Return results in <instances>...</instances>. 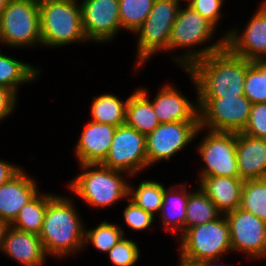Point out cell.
Masks as SVG:
<instances>
[{"label": "cell", "mask_w": 266, "mask_h": 266, "mask_svg": "<svg viewBox=\"0 0 266 266\" xmlns=\"http://www.w3.org/2000/svg\"><path fill=\"white\" fill-rule=\"evenodd\" d=\"M251 61L233 54L226 46L195 61L187 70L197 98L244 95V81Z\"/></svg>", "instance_id": "obj_1"}, {"label": "cell", "mask_w": 266, "mask_h": 266, "mask_svg": "<svg viewBox=\"0 0 266 266\" xmlns=\"http://www.w3.org/2000/svg\"><path fill=\"white\" fill-rule=\"evenodd\" d=\"M78 213L72 199L47 193V210L39 234L47 256L62 258L84 248L86 227Z\"/></svg>", "instance_id": "obj_2"}, {"label": "cell", "mask_w": 266, "mask_h": 266, "mask_svg": "<svg viewBox=\"0 0 266 266\" xmlns=\"http://www.w3.org/2000/svg\"><path fill=\"white\" fill-rule=\"evenodd\" d=\"M215 31L216 28L196 10L188 5L185 8L180 7L177 19L171 28L169 50L186 48L187 51H184L182 56L175 57L173 61L177 62L181 69L187 70L195 61L222 50L225 47L224 37L204 48L192 50L194 46L207 44L208 40L213 39Z\"/></svg>", "instance_id": "obj_3"}, {"label": "cell", "mask_w": 266, "mask_h": 266, "mask_svg": "<svg viewBox=\"0 0 266 266\" xmlns=\"http://www.w3.org/2000/svg\"><path fill=\"white\" fill-rule=\"evenodd\" d=\"M79 166L84 171L68 183L71 192L79 199L91 207L102 209L128 199L129 183L124 179L125 172L101 164Z\"/></svg>", "instance_id": "obj_4"}, {"label": "cell", "mask_w": 266, "mask_h": 266, "mask_svg": "<svg viewBox=\"0 0 266 266\" xmlns=\"http://www.w3.org/2000/svg\"><path fill=\"white\" fill-rule=\"evenodd\" d=\"M78 3V0H58L39 6L42 46L89 42L83 30L81 3Z\"/></svg>", "instance_id": "obj_5"}, {"label": "cell", "mask_w": 266, "mask_h": 266, "mask_svg": "<svg viewBox=\"0 0 266 266\" xmlns=\"http://www.w3.org/2000/svg\"><path fill=\"white\" fill-rule=\"evenodd\" d=\"M178 0H154L153 7L142 26L134 33L138 36L135 71H139L157 52L169 51L171 28L181 7Z\"/></svg>", "instance_id": "obj_6"}, {"label": "cell", "mask_w": 266, "mask_h": 266, "mask_svg": "<svg viewBox=\"0 0 266 266\" xmlns=\"http://www.w3.org/2000/svg\"><path fill=\"white\" fill-rule=\"evenodd\" d=\"M0 44L9 48L42 45L39 6L29 0H9L0 16Z\"/></svg>", "instance_id": "obj_7"}, {"label": "cell", "mask_w": 266, "mask_h": 266, "mask_svg": "<svg viewBox=\"0 0 266 266\" xmlns=\"http://www.w3.org/2000/svg\"><path fill=\"white\" fill-rule=\"evenodd\" d=\"M179 235V252L199 262L219 259L232 252L230 227L223 214L218 219L191 227Z\"/></svg>", "instance_id": "obj_8"}, {"label": "cell", "mask_w": 266, "mask_h": 266, "mask_svg": "<svg viewBox=\"0 0 266 266\" xmlns=\"http://www.w3.org/2000/svg\"><path fill=\"white\" fill-rule=\"evenodd\" d=\"M196 100L200 127L205 131L240 133L246 127L252 104L245 95Z\"/></svg>", "instance_id": "obj_9"}, {"label": "cell", "mask_w": 266, "mask_h": 266, "mask_svg": "<svg viewBox=\"0 0 266 266\" xmlns=\"http://www.w3.org/2000/svg\"><path fill=\"white\" fill-rule=\"evenodd\" d=\"M197 151L205 166L199 171V180L204 177H239L236 155V133L206 131Z\"/></svg>", "instance_id": "obj_10"}, {"label": "cell", "mask_w": 266, "mask_h": 266, "mask_svg": "<svg viewBox=\"0 0 266 266\" xmlns=\"http://www.w3.org/2000/svg\"><path fill=\"white\" fill-rule=\"evenodd\" d=\"M101 165L134 178L148 168L146 136L126 124L118 126L109 153Z\"/></svg>", "instance_id": "obj_11"}, {"label": "cell", "mask_w": 266, "mask_h": 266, "mask_svg": "<svg viewBox=\"0 0 266 266\" xmlns=\"http://www.w3.org/2000/svg\"><path fill=\"white\" fill-rule=\"evenodd\" d=\"M203 132L199 122H171L160 124L146 136L148 167L171 157Z\"/></svg>", "instance_id": "obj_12"}, {"label": "cell", "mask_w": 266, "mask_h": 266, "mask_svg": "<svg viewBox=\"0 0 266 266\" xmlns=\"http://www.w3.org/2000/svg\"><path fill=\"white\" fill-rule=\"evenodd\" d=\"M230 227L232 251L250 258L266 256V221L241 208L225 214Z\"/></svg>", "instance_id": "obj_13"}, {"label": "cell", "mask_w": 266, "mask_h": 266, "mask_svg": "<svg viewBox=\"0 0 266 266\" xmlns=\"http://www.w3.org/2000/svg\"><path fill=\"white\" fill-rule=\"evenodd\" d=\"M81 17L85 36L100 44L112 41L122 30L119 0H83Z\"/></svg>", "instance_id": "obj_14"}, {"label": "cell", "mask_w": 266, "mask_h": 266, "mask_svg": "<svg viewBox=\"0 0 266 266\" xmlns=\"http://www.w3.org/2000/svg\"><path fill=\"white\" fill-rule=\"evenodd\" d=\"M245 27L243 32L235 27L224 33L225 46L249 61L266 59V12L258 7Z\"/></svg>", "instance_id": "obj_15"}, {"label": "cell", "mask_w": 266, "mask_h": 266, "mask_svg": "<svg viewBox=\"0 0 266 266\" xmlns=\"http://www.w3.org/2000/svg\"><path fill=\"white\" fill-rule=\"evenodd\" d=\"M116 128L110 124L89 121L73 150L79 165L101 164L109 153Z\"/></svg>", "instance_id": "obj_16"}, {"label": "cell", "mask_w": 266, "mask_h": 266, "mask_svg": "<svg viewBox=\"0 0 266 266\" xmlns=\"http://www.w3.org/2000/svg\"><path fill=\"white\" fill-rule=\"evenodd\" d=\"M151 103L160 124L199 122L198 101L191 102L173 85H164Z\"/></svg>", "instance_id": "obj_17"}, {"label": "cell", "mask_w": 266, "mask_h": 266, "mask_svg": "<svg viewBox=\"0 0 266 266\" xmlns=\"http://www.w3.org/2000/svg\"><path fill=\"white\" fill-rule=\"evenodd\" d=\"M36 182L21 169L0 186V219L10 224L15 220L20 209L39 192Z\"/></svg>", "instance_id": "obj_18"}, {"label": "cell", "mask_w": 266, "mask_h": 266, "mask_svg": "<svg viewBox=\"0 0 266 266\" xmlns=\"http://www.w3.org/2000/svg\"><path fill=\"white\" fill-rule=\"evenodd\" d=\"M0 251L22 266H42L47 257L39 235L12 226L7 230Z\"/></svg>", "instance_id": "obj_19"}, {"label": "cell", "mask_w": 266, "mask_h": 266, "mask_svg": "<svg viewBox=\"0 0 266 266\" xmlns=\"http://www.w3.org/2000/svg\"><path fill=\"white\" fill-rule=\"evenodd\" d=\"M239 177L243 180L266 179V140L236 133Z\"/></svg>", "instance_id": "obj_20"}, {"label": "cell", "mask_w": 266, "mask_h": 266, "mask_svg": "<svg viewBox=\"0 0 266 266\" xmlns=\"http://www.w3.org/2000/svg\"><path fill=\"white\" fill-rule=\"evenodd\" d=\"M241 178L204 177L198 183L202 191L215 203L218 210L225 215L240 206L243 191Z\"/></svg>", "instance_id": "obj_21"}, {"label": "cell", "mask_w": 266, "mask_h": 266, "mask_svg": "<svg viewBox=\"0 0 266 266\" xmlns=\"http://www.w3.org/2000/svg\"><path fill=\"white\" fill-rule=\"evenodd\" d=\"M180 191L176 190V185L165 188L163 193V201L160 209V217L162 218V226L164 229L176 236L177 232H185V218L187 211V203L189 194L193 191H187V186L180 183Z\"/></svg>", "instance_id": "obj_22"}, {"label": "cell", "mask_w": 266, "mask_h": 266, "mask_svg": "<svg viewBox=\"0 0 266 266\" xmlns=\"http://www.w3.org/2000/svg\"><path fill=\"white\" fill-rule=\"evenodd\" d=\"M148 95L147 89L137 88L128 97L126 106L125 124L145 136L153 132L160 125Z\"/></svg>", "instance_id": "obj_23"}, {"label": "cell", "mask_w": 266, "mask_h": 266, "mask_svg": "<svg viewBox=\"0 0 266 266\" xmlns=\"http://www.w3.org/2000/svg\"><path fill=\"white\" fill-rule=\"evenodd\" d=\"M40 71L39 68L29 63L0 52V86L11 90L16 96L18 86L35 81L40 76Z\"/></svg>", "instance_id": "obj_24"}, {"label": "cell", "mask_w": 266, "mask_h": 266, "mask_svg": "<svg viewBox=\"0 0 266 266\" xmlns=\"http://www.w3.org/2000/svg\"><path fill=\"white\" fill-rule=\"evenodd\" d=\"M91 105V121L103 124H110L115 127L125 124L126 121V101H123L114 94H102L93 97Z\"/></svg>", "instance_id": "obj_25"}, {"label": "cell", "mask_w": 266, "mask_h": 266, "mask_svg": "<svg viewBox=\"0 0 266 266\" xmlns=\"http://www.w3.org/2000/svg\"><path fill=\"white\" fill-rule=\"evenodd\" d=\"M47 210V193L40 191L29 200L21 209L11 226L20 231L39 235Z\"/></svg>", "instance_id": "obj_26"}, {"label": "cell", "mask_w": 266, "mask_h": 266, "mask_svg": "<svg viewBox=\"0 0 266 266\" xmlns=\"http://www.w3.org/2000/svg\"><path fill=\"white\" fill-rule=\"evenodd\" d=\"M185 218V231L191 227L202 225L218 219L222 213L218 210L215 203L199 189L189 194Z\"/></svg>", "instance_id": "obj_27"}, {"label": "cell", "mask_w": 266, "mask_h": 266, "mask_svg": "<svg viewBox=\"0 0 266 266\" xmlns=\"http://www.w3.org/2000/svg\"><path fill=\"white\" fill-rule=\"evenodd\" d=\"M165 187L153 180H142L137 187L129 184L128 198L154 217L160 213Z\"/></svg>", "instance_id": "obj_28"}, {"label": "cell", "mask_w": 266, "mask_h": 266, "mask_svg": "<svg viewBox=\"0 0 266 266\" xmlns=\"http://www.w3.org/2000/svg\"><path fill=\"white\" fill-rule=\"evenodd\" d=\"M239 208L266 221V179L244 180Z\"/></svg>", "instance_id": "obj_29"}, {"label": "cell", "mask_w": 266, "mask_h": 266, "mask_svg": "<svg viewBox=\"0 0 266 266\" xmlns=\"http://www.w3.org/2000/svg\"><path fill=\"white\" fill-rule=\"evenodd\" d=\"M154 0H119L122 29L135 33L148 17Z\"/></svg>", "instance_id": "obj_30"}, {"label": "cell", "mask_w": 266, "mask_h": 266, "mask_svg": "<svg viewBox=\"0 0 266 266\" xmlns=\"http://www.w3.org/2000/svg\"><path fill=\"white\" fill-rule=\"evenodd\" d=\"M244 95L251 104L266 103V59L251 61L245 76Z\"/></svg>", "instance_id": "obj_31"}, {"label": "cell", "mask_w": 266, "mask_h": 266, "mask_svg": "<svg viewBox=\"0 0 266 266\" xmlns=\"http://www.w3.org/2000/svg\"><path fill=\"white\" fill-rule=\"evenodd\" d=\"M124 236L125 232L121 229V226L104 220L92 229H85L84 246H87V243H92L91 245L97 250L108 253Z\"/></svg>", "instance_id": "obj_32"}, {"label": "cell", "mask_w": 266, "mask_h": 266, "mask_svg": "<svg viewBox=\"0 0 266 266\" xmlns=\"http://www.w3.org/2000/svg\"><path fill=\"white\" fill-rule=\"evenodd\" d=\"M108 255L114 266H133L138 262L140 250L136 242L123 237L108 251Z\"/></svg>", "instance_id": "obj_33"}, {"label": "cell", "mask_w": 266, "mask_h": 266, "mask_svg": "<svg viewBox=\"0 0 266 266\" xmlns=\"http://www.w3.org/2000/svg\"><path fill=\"white\" fill-rule=\"evenodd\" d=\"M129 202L123 211L125 225L135 231H142L149 229L154 223L155 217L138 207L132 200L127 199Z\"/></svg>", "instance_id": "obj_34"}, {"label": "cell", "mask_w": 266, "mask_h": 266, "mask_svg": "<svg viewBox=\"0 0 266 266\" xmlns=\"http://www.w3.org/2000/svg\"><path fill=\"white\" fill-rule=\"evenodd\" d=\"M242 133L266 140V103L251 105L247 125Z\"/></svg>", "instance_id": "obj_35"}, {"label": "cell", "mask_w": 266, "mask_h": 266, "mask_svg": "<svg viewBox=\"0 0 266 266\" xmlns=\"http://www.w3.org/2000/svg\"><path fill=\"white\" fill-rule=\"evenodd\" d=\"M224 0H190L188 6L196 10L202 17L208 20L215 28L222 18L220 9Z\"/></svg>", "instance_id": "obj_36"}, {"label": "cell", "mask_w": 266, "mask_h": 266, "mask_svg": "<svg viewBox=\"0 0 266 266\" xmlns=\"http://www.w3.org/2000/svg\"><path fill=\"white\" fill-rule=\"evenodd\" d=\"M18 96L11 90L0 86V122L14 112Z\"/></svg>", "instance_id": "obj_37"}, {"label": "cell", "mask_w": 266, "mask_h": 266, "mask_svg": "<svg viewBox=\"0 0 266 266\" xmlns=\"http://www.w3.org/2000/svg\"><path fill=\"white\" fill-rule=\"evenodd\" d=\"M22 168L14 163L0 159V186L9 181Z\"/></svg>", "instance_id": "obj_38"}, {"label": "cell", "mask_w": 266, "mask_h": 266, "mask_svg": "<svg viewBox=\"0 0 266 266\" xmlns=\"http://www.w3.org/2000/svg\"><path fill=\"white\" fill-rule=\"evenodd\" d=\"M179 256V263L178 266H203L202 262H199L195 259H191L183 255L181 252Z\"/></svg>", "instance_id": "obj_39"}, {"label": "cell", "mask_w": 266, "mask_h": 266, "mask_svg": "<svg viewBox=\"0 0 266 266\" xmlns=\"http://www.w3.org/2000/svg\"><path fill=\"white\" fill-rule=\"evenodd\" d=\"M11 226V224L3 219H0V249L3 244V240L5 239V235L7 233L8 228Z\"/></svg>", "instance_id": "obj_40"}, {"label": "cell", "mask_w": 266, "mask_h": 266, "mask_svg": "<svg viewBox=\"0 0 266 266\" xmlns=\"http://www.w3.org/2000/svg\"><path fill=\"white\" fill-rule=\"evenodd\" d=\"M218 261H220V258L218 259H211V260H207L205 262H202L203 266H217L216 263H219Z\"/></svg>", "instance_id": "obj_41"}, {"label": "cell", "mask_w": 266, "mask_h": 266, "mask_svg": "<svg viewBox=\"0 0 266 266\" xmlns=\"http://www.w3.org/2000/svg\"><path fill=\"white\" fill-rule=\"evenodd\" d=\"M30 2L36 4L37 6H41L45 3H49V2H52V1H58V0H29Z\"/></svg>", "instance_id": "obj_42"}, {"label": "cell", "mask_w": 266, "mask_h": 266, "mask_svg": "<svg viewBox=\"0 0 266 266\" xmlns=\"http://www.w3.org/2000/svg\"><path fill=\"white\" fill-rule=\"evenodd\" d=\"M9 0H0V16L2 15L4 9L7 6Z\"/></svg>", "instance_id": "obj_43"}, {"label": "cell", "mask_w": 266, "mask_h": 266, "mask_svg": "<svg viewBox=\"0 0 266 266\" xmlns=\"http://www.w3.org/2000/svg\"><path fill=\"white\" fill-rule=\"evenodd\" d=\"M259 7L266 12V0L262 1V3H260Z\"/></svg>", "instance_id": "obj_44"}]
</instances>
